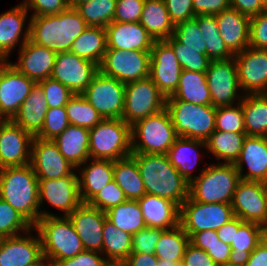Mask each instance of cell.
Returning a JSON list of instances; mask_svg holds the SVG:
<instances>
[{
    "label": "cell",
    "mask_w": 267,
    "mask_h": 266,
    "mask_svg": "<svg viewBox=\"0 0 267 266\" xmlns=\"http://www.w3.org/2000/svg\"><path fill=\"white\" fill-rule=\"evenodd\" d=\"M114 180L127 199L138 200L146 194L139 167L132 155L114 161Z\"/></svg>",
    "instance_id": "obj_38"
},
{
    "label": "cell",
    "mask_w": 267,
    "mask_h": 266,
    "mask_svg": "<svg viewBox=\"0 0 267 266\" xmlns=\"http://www.w3.org/2000/svg\"><path fill=\"white\" fill-rule=\"evenodd\" d=\"M0 198L33 227L40 218L55 216L39 207L38 178L30 164L0 169Z\"/></svg>",
    "instance_id": "obj_1"
},
{
    "label": "cell",
    "mask_w": 267,
    "mask_h": 266,
    "mask_svg": "<svg viewBox=\"0 0 267 266\" xmlns=\"http://www.w3.org/2000/svg\"><path fill=\"white\" fill-rule=\"evenodd\" d=\"M201 171L189 184V197L202 203L231 204L237 185L241 181L235 164L211 163Z\"/></svg>",
    "instance_id": "obj_4"
},
{
    "label": "cell",
    "mask_w": 267,
    "mask_h": 266,
    "mask_svg": "<svg viewBox=\"0 0 267 266\" xmlns=\"http://www.w3.org/2000/svg\"><path fill=\"white\" fill-rule=\"evenodd\" d=\"M217 240L219 238L217 232L214 230L196 232L190 237V243L204 251H207Z\"/></svg>",
    "instance_id": "obj_64"
},
{
    "label": "cell",
    "mask_w": 267,
    "mask_h": 266,
    "mask_svg": "<svg viewBox=\"0 0 267 266\" xmlns=\"http://www.w3.org/2000/svg\"><path fill=\"white\" fill-rule=\"evenodd\" d=\"M89 0H67L68 8H76L78 5L88 2Z\"/></svg>",
    "instance_id": "obj_71"
},
{
    "label": "cell",
    "mask_w": 267,
    "mask_h": 266,
    "mask_svg": "<svg viewBox=\"0 0 267 266\" xmlns=\"http://www.w3.org/2000/svg\"><path fill=\"white\" fill-rule=\"evenodd\" d=\"M243 164L248 167L245 174ZM235 167L241 180L267 183V137L246 136Z\"/></svg>",
    "instance_id": "obj_27"
},
{
    "label": "cell",
    "mask_w": 267,
    "mask_h": 266,
    "mask_svg": "<svg viewBox=\"0 0 267 266\" xmlns=\"http://www.w3.org/2000/svg\"><path fill=\"white\" fill-rule=\"evenodd\" d=\"M150 61V52L107 49L99 65V71L127 84L149 77Z\"/></svg>",
    "instance_id": "obj_11"
},
{
    "label": "cell",
    "mask_w": 267,
    "mask_h": 266,
    "mask_svg": "<svg viewBox=\"0 0 267 266\" xmlns=\"http://www.w3.org/2000/svg\"><path fill=\"white\" fill-rule=\"evenodd\" d=\"M177 137L165 108L131 125L132 154H167Z\"/></svg>",
    "instance_id": "obj_6"
},
{
    "label": "cell",
    "mask_w": 267,
    "mask_h": 266,
    "mask_svg": "<svg viewBox=\"0 0 267 266\" xmlns=\"http://www.w3.org/2000/svg\"><path fill=\"white\" fill-rule=\"evenodd\" d=\"M9 62L6 58L0 57V73L3 69V67Z\"/></svg>",
    "instance_id": "obj_72"
},
{
    "label": "cell",
    "mask_w": 267,
    "mask_h": 266,
    "mask_svg": "<svg viewBox=\"0 0 267 266\" xmlns=\"http://www.w3.org/2000/svg\"><path fill=\"white\" fill-rule=\"evenodd\" d=\"M33 229L23 236L0 238V266H28L43 256L40 236H32Z\"/></svg>",
    "instance_id": "obj_23"
},
{
    "label": "cell",
    "mask_w": 267,
    "mask_h": 266,
    "mask_svg": "<svg viewBox=\"0 0 267 266\" xmlns=\"http://www.w3.org/2000/svg\"><path fill=\"white\" fill-rule=\"evenodd\" d=\"M19 49L18 61L12 63L14 67L35 82L50 78L57 53L30 39Z\"/></svg>",
    "instance_id": "obj_24"
},
{
    "label": "cell",
    "mask_w": 267,
    "mask_h": 266,
    "mask_svg": "<svg viewBox=\"0 0 267 266\" xmlns=\"http://www.w3.org/2000/svg\"><path fill=\"white\" fill-rule=\"evenodd\" d=\"M106 216L119 230L131 235L146 227L137 200L127 199L106 211Z\"/></svg>",
    "instance_id": "obj_42"
},
{
    "label": "cell",
    "mask_w": 267,
    "mask_h": 266,
    "mask_svg": "<svg viewBox=\"0 0 267 266\" xmlns=\"http://www.w3.org/2000/svg\"><path fill=\"white\" fill-rule=\"evenodd\" d=\"M41 239L42 254L54 264L84 251L82 241L68 216H47L34 226Z\"/></svg>",
    "instance_id": "obj_5"
},
{
    "label": "cell",
    "mask_w": 267,
    "mask_h": 266,
    "mask_svg": "<svg viewBox=\"0 0 267 266\" xmlns=\"http://www.w3.org/2000/svg\"><path fill=\"white\" fill-rule=\"evenodd\" d=\"M169 17L174 25L193 19L196 15L193 0H164Z\"/></svg>",
    "instance_id": "obj_57"
},
{
    "label": "cell",
    "mask_w": 267,
    "mask_h": 266,
    "mask_svg": "<svg viewBox=\"0 0 267 266\" xmlns=\"http://www.w3.org/2000/svg\"><path fill=\"white\" fill-rule=\"evenodd\" d=\"M132 251V235L105 219L102 254L109 262L123 263Z\"/></svg>",
    "instance_id": "obj_41"
},
{
    "label": "cell",
    "mask_w": 267,
    "mask_h": 266,
    "mask_svg": "<svg viewBox=\"0 0 267 266\" xmlns=\"http://www.w3.org/2000/svg\"><path fill=\"white\" fill-rule=\"evenodd\" d=\"M204 39L222 38L215 15H196L194 17Z\"/></svg>",
    "instance_id": "obj_62"
},
{
    "label": "cell",
    "mask_w": 267,
    "mask_h": 266,
    "mask_svg": "<svg viewBox=\"0 0 267 266\" xmlns=\"http://www.w3.org/2000/svg\"><path fill=\"white\" fill-rule=\"evenodd\" d=\"M96 251L84 250L70 259L59 260L55 266H107L109 261Z\"/></svg>",
    "instance_id": "obj_58"
},
{
    "label": "cell",
    "mask_w": 267,
    "mask_h": 266,
    "mask_svg": "<svg viewBox=\"0 0 267 266\" xmlns=\"http://www.w3.org/2000/svg\"><path fill=\"white\" fill-rule=\"evenodd\" d=\"M70 125L66 108H48L41 131L35 136L45 140H53Z\"/></svg>",
    "instance_id": "obj_49"
},
{
    "label": "cell",
    "mask_w": 267,
    "mask_h": 266,
    "mask_svg": "<svg viewBox=\"0 0 267 266\" xmlns=\"http://www.w3.org/2000/svg\"><path fill=\"white\" fill-rule=\"evenodd\" d=\"M165 107L166 97L150 77L125 84L122 120L130 126L140 119L162 111Z\"/></svg>",
    "instance_id": "obj_10"
},
{
    "label": "cell",
    "mask_w": 267,
    "mask_h": 266,
    "mask_svg": "<svg viewBox=\"0 0 267 266\" xmlns=\"http://www.w3.org/2000/svg\"><path fill=\"white\" fill-rule=\"evenodd\" d=\"M182 70L205 73L210 59L206 54H200V50L173 49Z\"/></svg>",
    "instance_id": "obj_53"
},
{
    "label": "cell",
    "mask_w": 267,
    "mask_h": 266,
    "mask_svg": "<svg viewBox=\"0 0 267 266\" xmlns=\"http://www.w3.org/2000/svg\"><path fill=\"white\" fill-rule=\"evenodd\" d=\"M48 108L42 86L35 82L12 121L35 137L41 131Z\"/></svg>",
    "instance_id": "obj_31"
},
{
    "label": "cell",
    "mask_w": 267,
    "mask_h": 266,
    "mask_svg": "<svg viewBox=\"0 0 267 266\" xmlns=\"http://www.w3.org/2000/svg\"><path fill=\"white\" fill-rule=\"evenodd\" d=\"M22 3L28 11L33 10L31 16L58 14L68 8L67 0H23Z\"/></svg>",
    "instance_id": "obj_56"
},
{
    "label": "cell",
    "mask_w": 267,
    "mask_h": 266,
    "mask_svg": "<svg viewBox=\"0 0 267 266\" xmlns=\"http://www.w3.org/2000/svg\"><path fill=\"white\" fill-rule=\"evenodd\" d=\"M107 49L150 52L155 40L139 22L113 21L105 27Z\"/></svg>",
    "instance_id": "obj_25"
},
{
    "label": "cell",
    "mask_w": 267,
    "mask_h": 266,
    "mask_svg": "<svg viewBox=\"0 0 267 266\" xmlns=\"http://www.w3.org/2000/svg\"><path fill=\"white\" fill-rule=\"evenodd\" d=\"M28 266H55V264L51 260H49L47 257L42 256L34 264H31V265H28Z\"/></svg>",
    "instance_id": "obj_69"
},
{
    "label": "cell",
    "mask_w": 267,
    "mask_h": 266,
    "mask_svg": "<svg viewBox=\"0 0 267 266\" xmlns=\"http://www.w3.org/2000/svg\"><path fill=\"white\" fill-rule=\"evenodd\" d=\"M215 266H231V265L228 263H221V264H216Z\"/></svg>",
    "instance_id": "obj_75"
},
{
    "label": "cell",
    "mask_w": 267,
    "mask_h": 266,
    "mask_svg": "<svg viewBox=\"0 0 267 266\" xmlns=\"http://www.w3.org/2000/svg\"><path fill=\"white\" fill-rule=\"evenodd\" d=\"M32 139L12 120H0V169L30 164Z\"/></svg>",
    "instance_id": "obj_21"
},
{
    "label": "cell",
    "mask_w": 267,
    "mask_h": 266,
    "mask_svg": "<svg viewBox=\"0 0 267 266\" xmlns=\"http://www.w3.org/2000/svg\"><path fill=\"white\" fill-rule=\"evenodd\" d=\"M235 217L263 227L267 223V183L241 180L231 202Z\"/></svg>",
    "instance_id": "obj_14"
},
{
    "label": "cell",
    "mask_w": 267,
    "mask_h": 266,
    "mask_svg": "<svg viewBox=\"0 0 267 266\" xmlns=\"http://www.w3.org/2000/svg\"><path fill=\"white\" fill-rule=\"evenodd\" d=\"M35 81L22 74L12 62L0 73V120H12L30 94Z\"/></svg>",
    "instance_id": "obj_18"
},
{
    "label": "cell",
    "mask_w": 267,
    "mask_h": 266,
    "mask_svg": "<svg viewBox=\"0 0 267 266\" xmlns=\"http://www.w3.org/2000/svg\"><path fill=\"white\" fill-rule=\"evenodd\" d=\"M230 8L238 10L243 15L253 17L263 11L261 0H229Z\"/></svg>",
    "instance_id": "obj_63"
},
{
    "label": "cell",
    "mask_w": 267,
    "mask_h": 266,
    "mask_svg": "<svg viewBox=\"0 0 267 266\" xmlns=\"http://www.w3.org/2000/svg\"><path fill=\"white\" fill-rule=\"evenodd\" d=\"M181 264L183 266H215L214 260L207 254L206 251L202 250L189 243L185 254L183 256Z\"/></svg>",
    "instance_id": "obj_59"
},
{
    "label": "cell",
    "mask_w": 267,
    "mask_h": 266,
    "mask_svg": "<svg viewBox=\"0 0 267 266\" xmlns=\"http://www.w3.org/2000/svg\"><path fill=\"white\" fill-rule=\"evenodd\" d=\"M32 228L20 213L0 198V238L17 236Z\"/></svg>",
    "instance_id": "obj_47"
},
{
    "label": "cell",
    "mask_w": 267,
    "mask_h": 266,
    "mask_svg": "<svg viewBox=\"0 0 267 266\" xmlns=\"http://www.w3.org/2000/svg\"><path fill=\"white\" fill-rule=\"evenodd\" d=\"M116 5L117 0H89L75 9L88 26L105 28L113 22Z\"/></svg>",
    "instance_id": "obj_45"
},
{
    "label": "cell",
    "mask_w": 267,
    "mask_h": 266,
    "mask_svg": "<svg viewBox=\"0 0 267 266\" xmlns=\"http://www.w3.org/2000/svg\"><path fill=\"white\" fill-rule=\"evenodd\" d=\"M166 101H185L197 105H212L206 74L182 70L177 90Z\"/></svg>",
    "instance_id": "obj_35"
},
{
    "label": "cell",
    "mask_w": 267,
    "mask_h": 266,
    "mask_svg": "<svg viewBox=\"0 0 267 266\" xmlns=\"http://www.w3.org/2000/svg\"><path fill=\"white\" fill-rule=\"evenodd\" d=\"M53 141L57 144L60 153L78 170L89 154V129L70 124Z\"/></svg>",
    "instance_id": "obj_32"
},
{
    "label": "cell",
    "mask_w": 267,
    "mask_h": 266,
    "mask_svg": "<svg viewBox=\"0 0 267 266\" xmlns=\"http://www.w3.org/2000/svg\"><path fill=\"white\" fill-rule=\"evenodd\" d=\"M30 165L38 179H58L77 170L60 153L53 140L38 137L32 139Z\"/></svg>",
    "instance_id": "obj_19"
},
{
    "label": "cell",
    "mask_w": 267,
    "mask_h": 266,
    "mask_svg": "<svg viewBox=\"0 0 267 266\" xmlns=\"http://www.w3.org/2000/svg\"><path fill=\"white\" fill-rule=\"evenodd\" d=\"M79 175L74 171L58 179H38L39 207L46 201L53 207L61 210L63 216L71 214L82 204L79 192Z\"/></svg>",
    "instance_id": "obj_20"
},
{
    "label": "cell",
    "mask_w": 267,
    "mask_h": 266,
    "mask_svg": "<svg viewBox=\"0 0 267 266\" xmlns=\"http://www.w3.org/2000/svg\"><path fill=\"white\" fill-rule=\"evenodd\" d=\"M82 96L103 119H122L125 106V84L119 80L99 71Z\"/></svg>",
    "instance_id": "obj_12"
},
{
    "label": "cell",
    "mask_w": 267,
    "mask_h": 266,
    "mask_svg": "<svg viewBox=\"0 0 267 266\" xmlns=\"http://www.w3.org/2000/svg\"><path fill=\"white\" fill-rule=\"evenodd\" d=\"M123 264L125 266H157L158 258L155 254L130 253Z\"/></svg>",
    "instance_id": "obj_68"
},
{
    "label": "cell",
    "mask_w": 267,
    "mask_h": 266,
    "mask_svg": "<svg viewBox=\"0 0 267 266\" xmlns=\"http://www.w3.org/2000/svg\"><path fill=\"white\" fill-rule=\"evenodd\" d=\"M206 42V55L212 60H225L235 55L228 49L222 38L204 39Z\"/></svg>",
    "instance_id": "obj_61"
},
{
    "label": "cell",
    "mask_w": 267,
    "mask_h": 266,
    "mask_svg": "<svg viewBox=\"0 0 267 266\" xmlns=\"http://www.w3.org/2000/svg\"><path fill=\"white\" fill-rule=\"evenodd\" d=\"M139 23L155 41L168 39L175 28L164 0H145Z\"/></svg>",
    "instance_id": "obj_36"
},
{
    "label": "cell",
    "mask_w": 267,
    "mask_h": 266,
    "mask_svg": "<svg viewBox=\"0 0 267 266\" xmlns=\"http://www.w3.org/2000/svg\"><path fill=\"white\" fill-rule=\"evenodd\" d=\"M150 53L149 77L166 98L170 97L177 90L182 67L166 40H156Z\"/></svg>",
    "instance_id": "obj_16"
},
{
    "label": "cell",
    "mask_w": 267,
    "mask_h": 266,
    "mask_svg": "<svg viewBox=\"0 0 267 266\" xmlns=\"http://www.w3.org/2000/svg\"><path fill=\"white\" fill-rule=\"evenodd\" d=\"M264 230H265V233H266V236H267V223H266V226L264 227Z\"/></svg>",
    "instance_id": "obj_76"
},
{
    "label": "cell",
    "mask_w": 267,
    "mask_h": 266,
    "mask_svg": "<svg viewBox=\"0 0 267 266\" xmlns=\"http://www.w3.org/2000/svg\"><path fill=\"white\" fill-rule=\"evenodd\" d=\"M205 74L212 106H232L240 103L244 95H240L238 91L240 90V86L234 57L225 60L210 61Z\"/></svg>",
    "instance_id": "obj_13"
},
{
    "label": "cell",
    "mask_w": 267,
    "mask_h": 266,
    "mask_svg": "<svg viewBox=\"0 0 267 266\" xmlns=\"http://www.w3.org/2000/svg\"><path fill=\"white\" fill-rule=\"evenodd\" d=\"M68 218L82 241L84 250L102 253L103 228L106 212L82 203Z\"/></svg>",
    "instance_id": "obj_22"
},
{
    "label": "cell",
    "mask_w": 267,
    "mask_h": 266,
    "mask_svg": "<svg viewBox=\"0 0 267 266\" xmlns=\"http://www.w3.org/2000/svg\"><path fill=\"white\" fill-rule=\"evenodd\" d=\"M261 1L263 6V11L267 12V0H261Z\"/></svg>",
    "instance_id": "obj_74"
},
{
    "label": "cell",
    "mask_w": 267,
    "mask_h": 266,
    "mask_svg": "<svg viewBox=\"0 0 267 266\" xmlns=\"http://www.w3.org/2000/svg\"><path fill=\"white\" fill-rule=\"evenodd\" d=\"M234 217L231 204L202 203L188 197L180 206L179 225L190 238L196 232L217 231Z\"/></svg>",
    "instance_id": "obj_9"
},
{
    "label": "cell",
    "mask_w": 267,
    "mask_h": 266,
    "mask_svg": "<svg viewBox=\"0 0 267 266\" xmlns=\"http://www.w3.org/2000/svg\"><path fill=\"white\" fill-rule=\"evenodd\" d=\"M249 47L267 49V12L250 18Z\"/></svg>",
    "instance_id": "obj_54"
},
{
    "label": "cell",
    "mask_w": 267,
    "mask_h": 266,
    "mask_svg": "<svg viewBox=\"0 0 267 266\" xmlns=\"http://www.w3.org/2000/svg\"><path fill=\"white\" fill-rule=\"evenodd\" d=\"M189 243L188 234L178 225L162 233L156 243L154 254L158 259H169V261L181 263Z\"/></svg>",
    "instance_id": "obj_43"
},
{
    "label": "cell",
    "mask_w": 267,
    "mask_h": 266,
    "mask_svg": "<svg viewBox=\"0 0 267 266\" xmlns=\"http://www.w3.org/2000/svg\"><path fill=\"white\" fill-rule=\"evenodd\" d=\"M266 236L264 227L256 224L244 222L238 230H235L234 240L231 242V252L228 264L231 266H245L251 252Z\"/></svg>",
    "instance_id": "obj_34"
},
{
    "label": "cell",
    "mask_w": 267,
    "mask_h": 266,
    "mask_svg": "<svg viewBox=\"0 0 267 266\" xmlns=\"http://www.w3.org/2000/svg\"><path fill=\"white\" fill-rule=\"evenodd\" d=\"M215 130L245 133L242 104L216 107Z\"/></svg>",
    "instance_id": "obj_48"
},
{
    "label": "cell",
    "mask_w": 267,
    "mask_h": 266,
    "mask_svg": "<svg viewBox=\"0 0 267 266\" xmlns=\"http://www.w3.org/2000/svg\"><path fill=\"white\" fill-rule=\"evenodd\" d=\"M166 41L173 49L200 50V54H206V42L195 18L175 25L173 35Z\"/></svg>",
    "instance_id": "obj_44"
},
{
    "label": "cell",
    "mask_w": 267,
    "mask_h": 266,
    "mask_svg": "<svg viewBox=\"0 0 267 266\" xmlns=\"http://www.w3.org/2000/svg\"><path fill=\"white\" fill-rule=\"evenodd\" d=\"M246 133L215 130L206 141V151L215 156L218 163L235 164L239 159Z\"/></svg>",
    "instance_id": "obj_39"
},
{
    "label": "cell",
    "mask_w": 267,
    "mask_h": 266,
    "mask_svg": "<svg viewBox=\"0 0 267 266\" xmlns=\"http://www.w3.org/2000/svg\"><path fill=\"white\" fill-rule=\"evenodd\" d=\"M127 198L124 191L117 185L113 179L88 203L94 208H98L103 212L108 211L112 207L126 201Z\"/></svg>",
    "instance_id": "obj_50"
},
{
    "label": "cell",
    "mask_w": 267,
    "mask_h": 266,
    "mask_svg": "<svg viewBox=\"0 0 267 266\" xmlns=\"http://www.w3.org/2000/svg\"><path fill=\"white\" fill-rule=\"evenodd\" d=\"M178 137L206 142L215 131L216 107L185 101H166Z\"/></svg>",
    "instance_id": "obj_8"
},
{
    "label": "cell",
    "mask_w": 267,
    "mask_h": 266,
    "mask_svg": "<svg viewBox=\"0 0 267 266\" xmlns=\"http://www.w3.org/2000/svg\"><path fill=\"white\" fill-rule=\"evenodd\" d=\"M137 201L146 227L169 230L179 225L180 207L176 203L150 194Z\"/></svg>",
    "instance_id": "obj_30"
},
{
    "label": "cell",
    "mask_w": 267,
    "mask_h": 266,
    "mask_svg": "<svg viewBox=\"0 0 267 266\" xmlns=\"http://www.w3.org/2000/svg\"><path fill=\"white\" fill-rule=\"evenodd\" d=\"M179 263L177 261H172L169 259H158L157 266H177Z\"/></svg>",
    "instance_id": "obj_70"
},
{
    "label": "cell",
    "mask_w": 267,
    "mask_h": 266,
    "mask_svg": "<svg viewBox=\"0 0 267 266\" xmlns=\"http://www.w3.org/2000/svg\"><path fill=\"white\" fill-rule=\"evenodd\" d=\"M244 223L240 218L234 217L226 224H223L216 232L218 235V238L223 241L224 243H227L228 245L231 244V242L234 240L235 236V230H238V228Z\"/></svg>",
    "instance_id": "obj_66"
},
{
    "label": "cell",
    "mask_w": 267,
    "mask_h": 266,
    "mask_svg": "<svg viewBox=\"0 0 267 266\" xmlns=\"http://www.w3.org/2000/svg\"><path fill=\"white\" fill-rule=\"evenodd\" d=\"M165 229L145 227L132 235L131 253L154 254L156 243Z\"/></svg>",
    "instance_id": "obj_52"
},
{
    "label": "cell",
    "mask_w": 267,
    "mask_h": 266,
    "mask_svg": "<svg viewBox=\"0 0 267 266\" xmlns=\"http://www.w3.org/2000/svg\"><path fill=\"white\" fill-rule=\"evenodd\" d=\"M30 40L55 53L70 51L73 41L89 26L75 8L58 14L30 16Z\"/></svg>",
    "instance_id": "obj_3"
},
{
    "label": "cell",
    "mask_w": 267,
    "mask_h": 266,
    "mask_svg": "<svg viewBox=\"0 0 267 266\" xmlns=\"http://www.w3.org/2000/svg\"><path fill=\"white\" fill-rule=\"evenodd\" d=\"M107 266H125V265L119 262H109Z\"/></svg>",
    "instance_id": "obj_73"
},
{
    "label": "cell",
    "mask_w": 267,
    "mask_h": 266,
    "mask_svg": "<svg viewBox=\"0 0 267 266\" xmlns=\"http://www.w3.org/2000/svg\"><path fill=\"white\" fill-rule=\"evenodd\" d=\"M234 59L243 95L267 94V49L247 47Z\"/></svg>",
    "instance_id": "obj_17"
},
{
    "label": "cell",
    "mask_w": 267,
    "mask_h": 266,
    "mask_svg": "<svg viewBox=\"0 0 267 266\" xmlns=\"http://www.w3.org/2000/svg\"><path fill=\"white\" fill-rule=\"evenodd\" d=\"M27 15L28 10L23 3L0 15V57L9 59L11 51L18 44L21 43V48L30 39V23L24 27Z\"/></svg>",
    "instance_id": "obj_26"
},
{
    "label": "cell",
    "mask_w": 267,
    "mask_h": 266,
    "mask_svg": "<svg viewBox=\"0 0 267 266\" xmlns=\"http://www.w3.org/2000/svg\"><path fill=\"white\" fill-rule=\"evenodd\" d=\"M231 246L220 239L211 245L206 251L216 264L228 263Z\"/></svg>",
    "instance_id": "obj_65"
},
{
    "label": "cell",
    "mask_w": 267,
    "mask_h": 266,
    "mask_svg": "<svg viewBox=\"0 0 267 266\" xmlns=\"http://www.w3.org/2000/svg\"><path fill=\"white\" fill-rule=\"evenodd\" d=\"M89 154L92 159L116 161L131 150V126L122 119H103L89 129Z\"/></svg>",
    "instance_id": "obj_7"
},
{
    "label": "cell",
    "mask_w": 267,
    "mask_h": 266,
    "mask_svg": "<svg viewBox=\"0 0 267 266\" xmlns=\"http://www.w3.org/2000/svg\"><path fill=\"white\" fill-rule=\"evenodd\" d=\"M99 72V65L66 51L57 53L50 78L67 86L74 94H82Z\"/></svg>",
    "instance_id": "obj_15"
},
{
    "label": "cell",
    "mask_w": 267,
    "mask_h": 266,
    "mask_svg": "<svg viewBox=\"0 0 267 266\" xmlns=\"http://www.w3.org/2000/svg\"><path fill=\"white\" fill-rule=\"evenodd\" d=\"M49 108H58L66 106L68 101L74 96V93L59 81L47 78L39 81Z\"/></svg>",
    "instance_id": "obj_51"
},
{
    "label": "cell",
    "mask_w": 267,
    "mask_h": 266,
    "mask_svg": "<svg viewBox=\"0 0 267 266\" xmlns=\"http://www.w3.org/2000/svg\"><path fill=\"white\" fill-rule=\"evenodd\" d=\"M245 266H267V236L251 252Z\"/></svg>",
    "instance_id": "obj_67"
},
{
    "label": "cell",
    "mask_w": 267,
    "mask_h": 266,
    "mask_svg": "<svg viewBox=\"0 0 267 266\" xmlns=\"http://www.w3.org/2000/svg\"><path fill=\"white\" fill-rule=\"evenodd\" d=\"M206 147V142L185 137H177L174 144L169 148L167 157L174 168L190 184L196 176H193L192 170L196 167L200 155V149Z\"/></svg>",
    "instance_id": "obj_33"
},
{
    "label": "cell",
    "mask_w": 267,
    "mask_h": 266,
    "mask_svg": "<svg viewBox=\"0 0 267 266\" xmlns=\"http://www.w3.org/2000/svg\"><path fill=\"white\" fill-rule=\"evenodd\" d=\"M69 123L91 129L103 120L96 109L82 96L74 94L65 106Z\"/></svg>",
    "instance_id": "obj_46"
},
{
    "label": "cell",
    "mask_w": 267,
    "mask_h": 266,
    "mask_svg": "<svg viewBox=\"0 0 267 266\" xmlns=\"http://www.w3.org/2000/svg\"><path fill=\"white\" fill-rule=\"evenodd\" d=\"M229 8V0H193L195 15H216Z\"/></svg>",
    "instance_id": "obj_60"
},
{
    "label": "cell",
    "mask_w": 267,
    "mask_h": 266,
    "mask_svg": "<svg viewBox=\"0 0 267 266\" xmlns=\"http://www.w3.org/2000/svg\"><path fill=\"white\" fill-rule=\"evenodd\" d=\"M107 51L106 30L103 27L89 26L76 38L70 52L100 65Z\"/></svg>",
    "instance_id": "obj_40"
},
{
    "label": "cell",
    "mask_w": 267,
    "mask_h": 266,
    "mask_svg": "<svg viewBox=\"0 0 267 266\" xmlns=\"http://www.w3.org/2000/svg\"><path fill=\"white\" fill-rule=\"evenodd\" d=\"M83 164V168L78 167V171L81 172L78 177L79 192L82 203H89L102 188L114 179V161L89 158Z\"/></svg>",
    "instance_id": "obj_29"
},
{
    "label": "cell",
    "mask_w": 267,
    "mask_h": 266,
    "mask_svg": "<svg viewBox=\"0 0 267 266\" xmlns=\"http://www.w3.org/2000/svg\"><path fill=\"white\" fill-rule=\"evenodd\" d=\"M240 103L246 135L267 137V94H246Z\"/></svg>",
    "instance_id": "obj_37"
},
{
    "label": "cell",
    "mask_w": 267,
    "mask_h": 266,
    "mask_svg": "<svg viewBox=\"0 0 267 266\" xmlns=\"http://www.w3.org/2000/svg\"><path fill=\"white\" fill-rule=\"evenodd\" d=\"M137 162L146 194L159 196L179 207L189 197V183L166 154H131Z\"/></svg>",
    "instance_id": "obj_2"
},
{
    "label": "cell",
    "mask_w": 267,
    "mask_h": 266,
    "mask_svg": "<svg viewBox=\"0 0 267 266\" xmlns=\"http://www.w3.org/2000/svg\"><path fill=\"white\" fill-rule=\"evenodd\" d=\"M215 17L219 34L234 55L249 47L250 17L233 8L221 11Z\"/></svg>",
    "instance_id": "obj_28"
},
{
    "label": "cell",
    "mask_w": 267,
    "mask_h": 266,
    "mask_svg": "<svg viewBox=\"0 0 267 266\" xmlns=\"http://www.w3.org/2000/svg\"><path fill=\"white\" fill-rule=\"evenodd\" d=\"M145 0H117L113 21L139 22Z\"/></svg>",
    "instance_id": "obj_55"
}]
</instances>
